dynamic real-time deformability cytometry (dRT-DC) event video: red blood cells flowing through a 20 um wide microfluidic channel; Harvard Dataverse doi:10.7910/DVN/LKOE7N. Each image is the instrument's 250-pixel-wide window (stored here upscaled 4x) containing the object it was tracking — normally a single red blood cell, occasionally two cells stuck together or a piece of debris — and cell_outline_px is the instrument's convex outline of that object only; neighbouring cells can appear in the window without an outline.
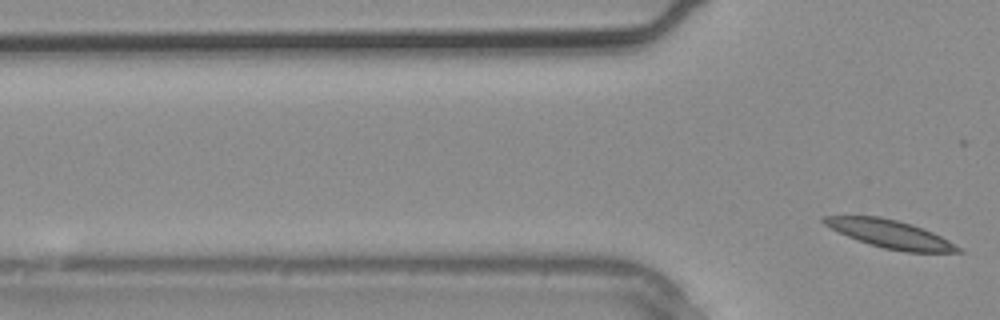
{"species": "common noctule bat (a hibernating species)", "species_latin": "Nyctalus noctula", "temperature_condition": "warm", "stored_images_in_passage": 2, "camera_frame_rate_fps": 3000, "um_per_image_px": 0.085, "animal": {"sex": "male", "body_mass_g": 20.4}, "frame": {"image": 1, "passage_image": 2, "time_ms": 0.333, "image_size_px": [1000, 320], "cell_outline_px": [[964, 252], [904, 252], [884, 248], [868, 244], [848, 236], [824, 224], [820, 220], [824, 216], [880, 216], [912, 224], [924, 228], [964, 248]], "centroid_in_image_um": [75.72, 19.9], "position_along_channel_um": 50.1, "area_um2": 21.85}}